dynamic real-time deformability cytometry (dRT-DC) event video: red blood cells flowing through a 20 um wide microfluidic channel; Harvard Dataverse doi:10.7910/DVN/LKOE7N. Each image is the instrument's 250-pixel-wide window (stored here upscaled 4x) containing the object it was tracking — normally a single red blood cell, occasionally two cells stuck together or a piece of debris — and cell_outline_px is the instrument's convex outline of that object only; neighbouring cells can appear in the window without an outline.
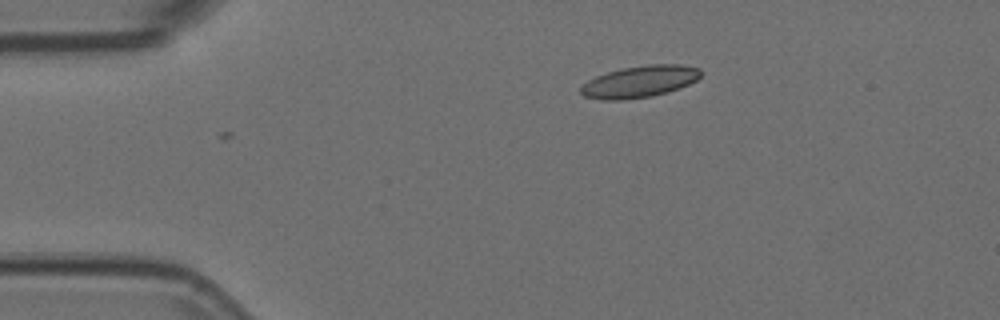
{"species": "Egyptian fruit bat (a non-hibernating species)", "species_latin": "Rousettus aegyptiacus", "temperature_condition": "room temperature", "stored_images_in_passage": 2, "camera_frame_rate_fps": 3000, "um_per_image_px": 0.085, "animal": {"sex": "female"}, "frame": {"image": 1, "passage_image": 1, "time_ms": 0.0, "image_size_px": [1000, 320], "cell_outline_px": [[700, 76], [696, 80], [680, 88], [668, 92], [652, 96], [624, 100], [604, 100], [584, 96], [580, 92], [580, 88], [588, 80], [596, 76], [608, 72], [624, 68], [652, 64], [680, 64], [700, 68]], "centroid_in_image_um": [54.38, 6.94], "position_along_channel_um": 30.6, "area_um2": 22.08}}